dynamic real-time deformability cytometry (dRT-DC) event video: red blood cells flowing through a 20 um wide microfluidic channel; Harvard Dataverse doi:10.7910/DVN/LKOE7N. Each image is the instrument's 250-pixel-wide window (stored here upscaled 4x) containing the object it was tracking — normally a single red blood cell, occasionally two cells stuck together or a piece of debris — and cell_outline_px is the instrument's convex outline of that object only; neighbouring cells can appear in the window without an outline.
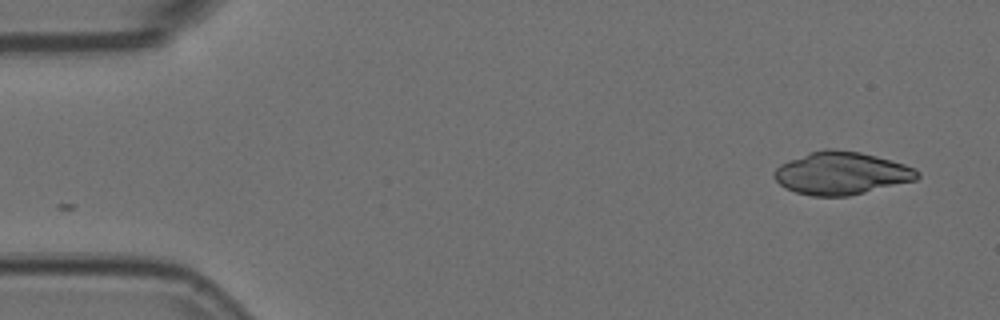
{"species": "Egyptian fruit bat (a non-hibernating species)", "species_latin": "Rousettus aegyptiacus", "temperature_condition": "room temperature", "stored_images_in_passage": 46, "segment_of_instrument_passage": [1, 2], "camera_frame_rate_fps": 3000, "um_per_image_px": 0.085, "animal": {"sex": "female"}, "frame": {"image": 1, "passage_image": 1, "time_ms": 0.0, "image_size_px": [1000, 320], "cell_outline_px": [[920, 176], [916, 180], [848, 196], [812, 196], [796, 192], [784, 188], [772, 176], [772, 172], [780, 164], [788, 160], [808, 152], [828, 148], [832, 148], [860, 152], [876, 156], [904, 164], [916, 168], [920, 172]], "centroid_in_image_um": [71.49, 14.72], "position_along_channel_um": 13.5, "area_um2": 35.78}}